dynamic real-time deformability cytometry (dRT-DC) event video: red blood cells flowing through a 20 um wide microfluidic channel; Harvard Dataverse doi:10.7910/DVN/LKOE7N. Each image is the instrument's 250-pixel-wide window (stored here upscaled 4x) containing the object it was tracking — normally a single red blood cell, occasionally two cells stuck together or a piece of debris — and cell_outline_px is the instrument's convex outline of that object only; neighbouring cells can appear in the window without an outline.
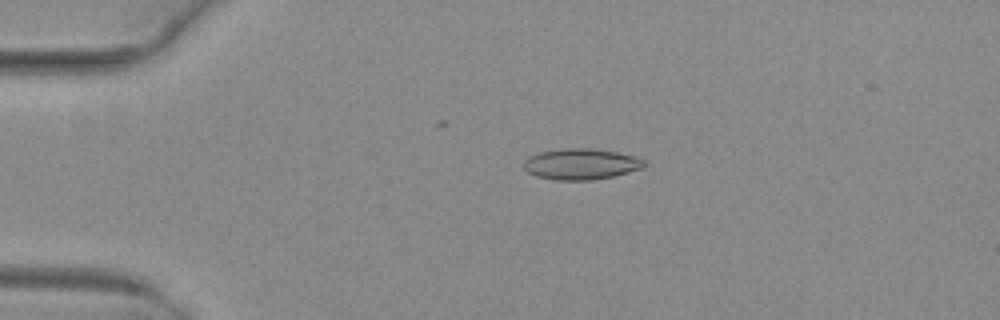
{"species": "common noctule bat (a hibernating species)", "species_latin": "Nyctalus noctula", "temperature_condition": "warm", "stored_images_in_passage": 52, "camera_frame_rate_fps": 3000, "um_per_image_px": 0.085, "animal": {"sex": "female", "body_mass_g": 29.2, "forearm_length_mm": 56.3}, "frame": {"image": 1, "passage_image": 12, "time_ms": 3.667, "image_size_px": [1000, 320], "cell_outline_px": [[648, 164], [644, 168], [612, 176], [592, 180], [552, 180], [536, 176], [528, 172], [524, 168], [524, 160], [528, 156], [540, 152], [560, 148], [592, 148], [620, 152], [644, 160]], "centroid_in_image_um": [49.38, 13.94], "position_along_channel_um": 35.6, "area_um2": 21.96}}
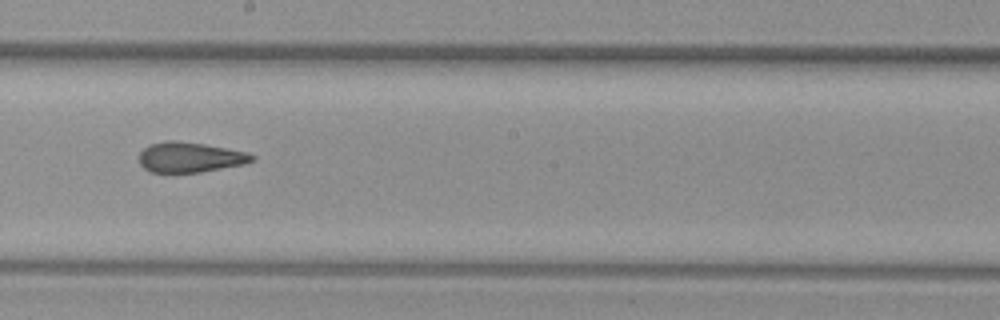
{"frame": {"image": 2, "passage_image": 30, "time_ms": 9.667, "image_size_px": [1000, 320], "cell_outline_px": [[256, 160], [244, 164], [200, 172], [152, 172], [144, 168], [140, 164], [140, 152], [148, 144], [168, 140], [176, 140], [204, 144], [244, 152], [256, 156]], "centroid_in_image_um": [16.13, 13.36], "position_along_channel_um": 232.1, "area_um2": 19.71}}
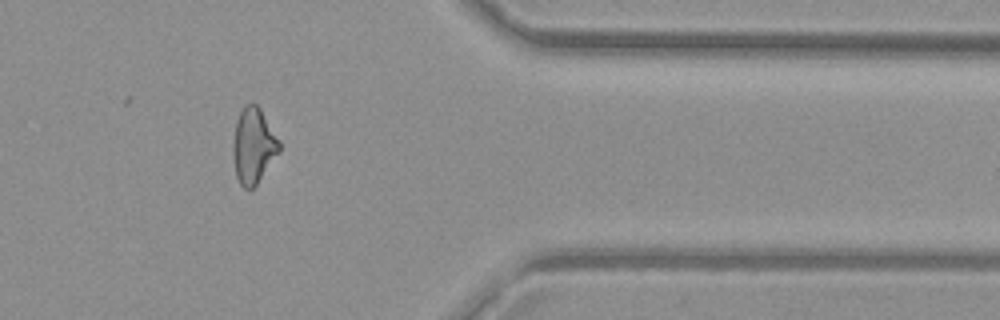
{"frame": {"image": 3, "passage_image": 43, "time_ms": 14.0, "image_size_px": [1000, 320], "cell_outline_px": [[280, 152], [256, 184], [252, 188], [244, 188], [240, 184], [236, 176], [232, 152], [232, 148], [236, 120], [244, 104], [256, 104], [260, 108], [280, 140]], "centroid_in_image_um": [21.54, 12.37], "position_along_channel_um": 389.9, "area_um2": 20.35}, "authors_computed_cell_mechanics": {"area_um2": 20.6924, "velocity_mm_per_s": 4.0542, "shape_relaxation_time_tau1_ms": null, "shape_relaxation_time_tau2_ms": 1.5398, "deformation_change_tau1": null, "deformation_change_tau2": 0.0851}}